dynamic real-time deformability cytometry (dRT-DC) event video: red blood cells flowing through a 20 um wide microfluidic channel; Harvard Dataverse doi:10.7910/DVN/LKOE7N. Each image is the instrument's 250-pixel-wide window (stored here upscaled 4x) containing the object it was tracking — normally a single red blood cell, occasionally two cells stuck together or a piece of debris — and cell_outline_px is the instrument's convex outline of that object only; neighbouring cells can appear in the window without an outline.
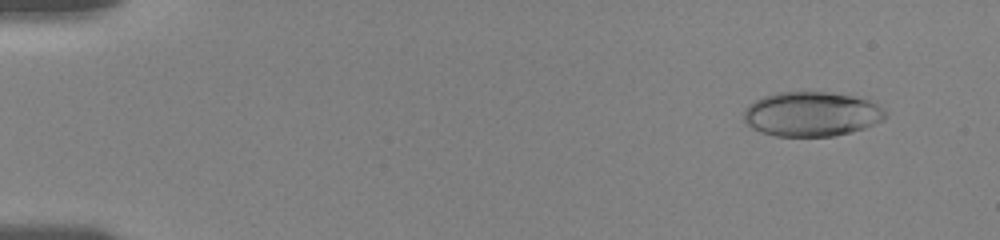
{"species": "human", "species_latin": "Homo sapiens", "temperature_condition": "room temperature", "stored_images_in_passage": 10, "camera_frame_rate_fps": 3000, "um_per_image_px": 0.085, "donor": {"sex": "female"}, "frame": {"image": 1, "passage_image": 1, "time_ms": 0.0, "image_size_px": [1000, 240], "cell_outline_px": [[888, 116], [884, 120], [864, 128], [852, 132], [832, 136], [776, 136], [760, 132], [752, 128], [744, 120], [744, 108], [748, 104], [764, 96], [776, 92], [832, 92], [852, 96], [868, 100], [884, 108]], "centroid_in_image_um": [68.99, 9.69], "position_along_channel_um": 16.0, "area_um2": 36.99}}
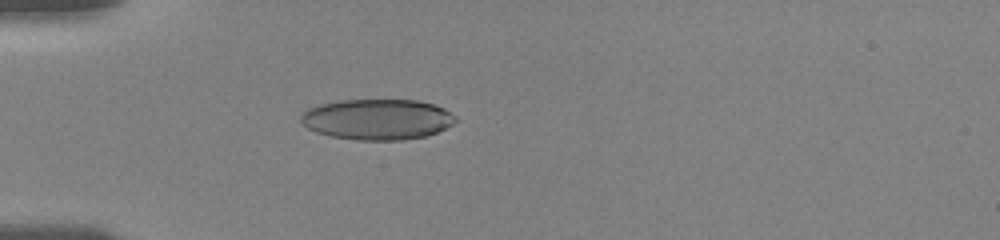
{"frame": {"image": 2, "passage_image": 7, "time_ms": 4.0, "image_size_px": [1000, 240], "cell_outline_px": [[456, 120], [452, 124], [436, 132], [424, 136], [400, 140], [356, 140], [332, 136], [316, 132], [308, 128], [300, 120], [300, 116], [308, 108], [320, 104], [340, 100], [420, 100], [444, 108], [456, 116]], "centroid_in_image_um": [32.06, 10.14], "position_along_channel_um": 52.9, "area_um2": 36.53}}
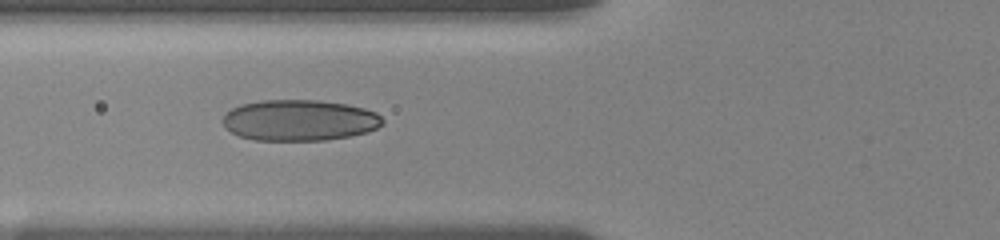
{"frame": {"image": 3, "passage_image": 9, "time_ms": 5.667, "image_size_px": [1000, 240], "cell_outline_px": [[384, 124], [376, 128], [364, 132], [348, 136], [328, 140], [256, 140], [240, 136], [224, 128], [224, 116], [232, 108], [240, 104], [264, 100], [320, 100], [348, 104], [364, 108], [376, 112], [384, 120]], "centroid_in_image_um": [25.47, 10.21], "position_along_channel_um": 100.3, "area_um2": 38.15}}